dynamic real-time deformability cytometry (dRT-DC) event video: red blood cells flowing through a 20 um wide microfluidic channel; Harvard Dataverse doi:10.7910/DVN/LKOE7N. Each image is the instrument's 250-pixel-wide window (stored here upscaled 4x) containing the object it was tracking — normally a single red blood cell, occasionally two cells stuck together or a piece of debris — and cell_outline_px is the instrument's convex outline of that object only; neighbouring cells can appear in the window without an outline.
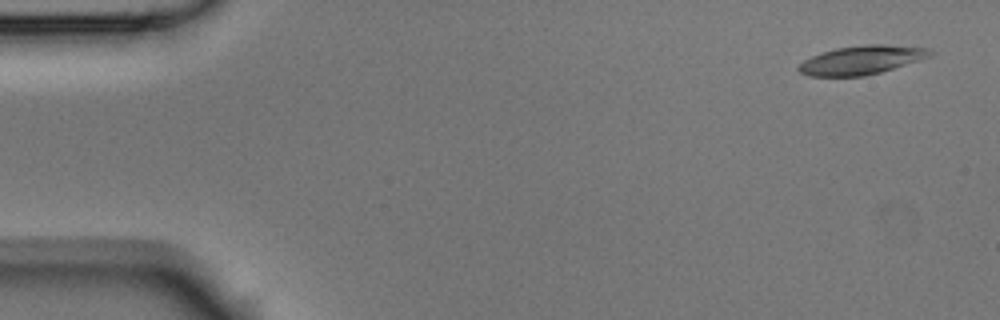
{"species": "Egyptian fruit bat (a non-hibernating species)", "species_latin": "Rousettus aegyptiacus", "temperature_condition": "room temperature", "stored_images_in_passage": 5, "camera_frame_rate_fps": 3000, "um_per_image_px": 0.085, "animal": {"sex": "male"}, "frame": {"image": 1, "passage_image": 1, "time_ms": 0.0, "image_size_px": [1000, 320], "cell_outline_px": [[936, 52], [932, 56], [920, 60], [880, 72], [864, 76], [808, 76], [800, 72], [796, 68], [804, 60], [820, 52], [836, 48], [864, 44], [884, 44], [928, 48]], "centroid_in_image_um": [73.25, 5.09], "position_along_channel_um": 11.8, "area_um2": 22.14}}
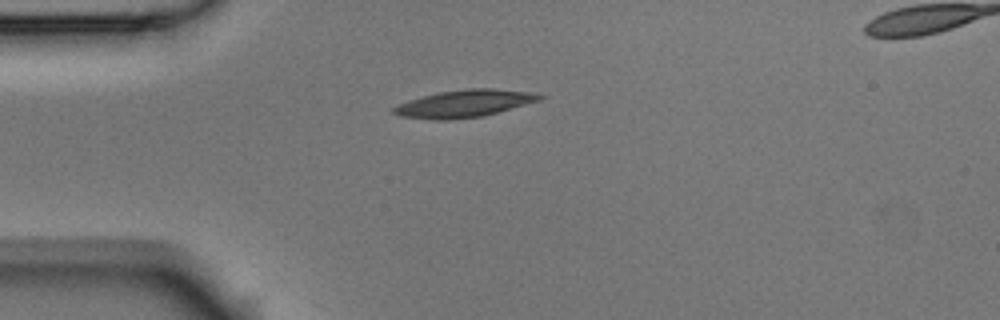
{"frame": {"image": 2, "passage_image": 4, "time_ms": 1.0, "image_size_px": [1000, 320], "cell_outline_px": [[544, 96], [540, 100], [484, 116], [448, 120], [432, 120], [400, 116], [392, 112], [392, 108], [408, 100], [436, 92], [468, 88], [492, 88], [536, 92]], "centroid_in_image_um": [39.47, 8.8], "position_along_channel_um": 45.5, "area_um2": 23.41}}